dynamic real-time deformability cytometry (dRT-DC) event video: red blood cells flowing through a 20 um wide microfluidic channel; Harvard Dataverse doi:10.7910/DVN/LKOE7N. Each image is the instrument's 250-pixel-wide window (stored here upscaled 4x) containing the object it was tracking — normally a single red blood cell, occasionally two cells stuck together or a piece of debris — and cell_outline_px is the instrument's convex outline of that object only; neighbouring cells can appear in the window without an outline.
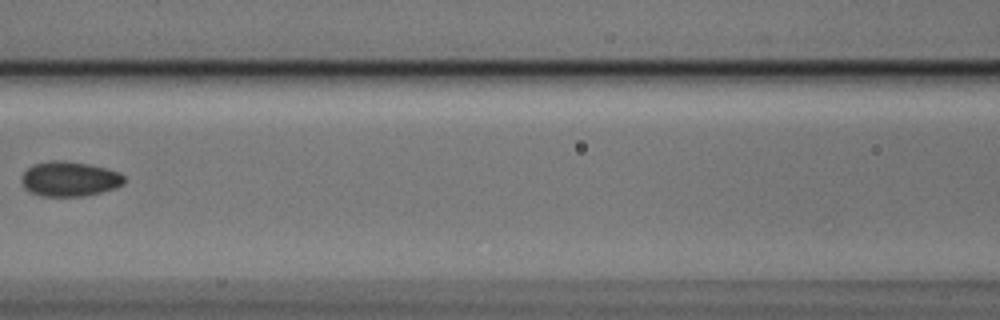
{"species": "Egyptian fruit bat (a non-hibernating species)", "species_latin": "Rousettus aegyptiacus", "temperature_condition": "cold", "stored_images_in_passage": 7, "camera_frame_rate_fps": 3000, "um_per_image_px": 0.085, "animal": {"sex": "male"}, "frame": {"image": 1, "passage_image": 6, "time_ms": 1.667, "image_size_px": [1000, 320], "cell_outline_px": [[124, 184], [116, 188], [84, 196], [40, 196], [28, 192], [24, 188], [20, 180], [24, 172], [28, 168], [36, 164], [56, 160], [88, 164], [120, 172], [124, 176]], "centroid_in_image_um": [5.9, 15.23], "position_along_channel_um": 160.7, "area_um2": 20.75}}
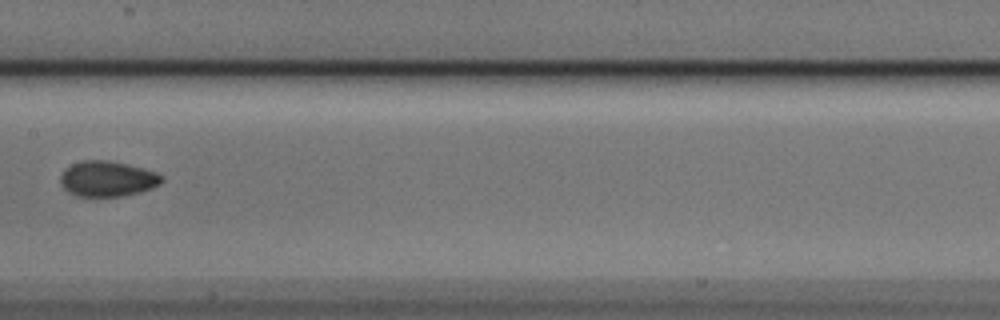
{"frame": {"image": 2, "passage_image": 7, "time_ms": 2.0, "image_size_px": [1000, 320], "cell_outline_px": [[164, 180], [160, 184], [152, 188], [140, 192], [124, 196], [76, 196], [68, 192], [60, 184], [60, 176], [64, 168], [72, 164], [84, 160], [108, 160], [144, 168], [156, 172], [164, 176]], "centroid_in_image_um": [9.13, 15.2], "position_along_channel_um": 198.3, "area_um2": 21.15}}